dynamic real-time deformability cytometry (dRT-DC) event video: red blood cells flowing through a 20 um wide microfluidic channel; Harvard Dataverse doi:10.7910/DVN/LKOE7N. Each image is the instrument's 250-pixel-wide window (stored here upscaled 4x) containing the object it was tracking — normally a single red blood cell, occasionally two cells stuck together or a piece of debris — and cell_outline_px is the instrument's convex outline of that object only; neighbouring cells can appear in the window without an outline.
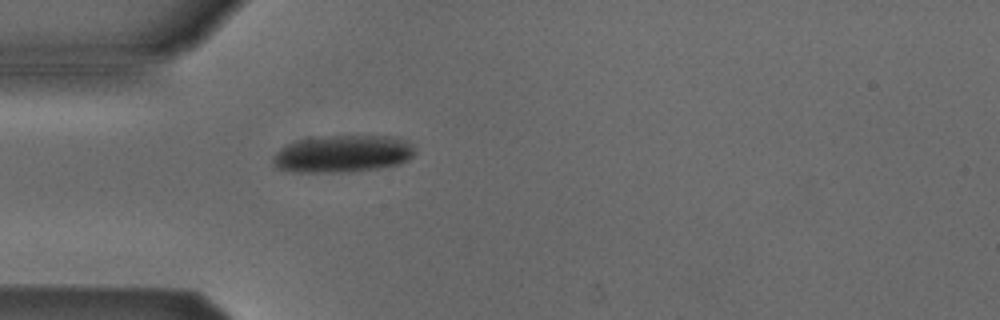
{"species": "Egyptian fruit bat (a non-hibernating species)", "species_latin": "Rousettus aegyptiacus", "temperature_condition": "cold", "stored_images_in_passage": 4, "camera_frame_rate_fps": 3000, "um_per_image_px": 0.085, "animal": {"sex": "male"}, "frame": {"image": 1, "passage_image": 4, "time_ms": 4.333, "image_size_px": [1000, 320], "cell_outline_px": [[416, 152], [408, 160], [400, 164], [380, 168], [352, 172], [292, 172], [276, 168], [272, 164], [272, 156], [280, 148], [296, 140], [320, 136], [400, 136], [408, 140], [416, 148]], "centroid_in_image_um": [29.15, 13.07], "position_along_channel_um": 55.8, "area_um2": 31.5}}